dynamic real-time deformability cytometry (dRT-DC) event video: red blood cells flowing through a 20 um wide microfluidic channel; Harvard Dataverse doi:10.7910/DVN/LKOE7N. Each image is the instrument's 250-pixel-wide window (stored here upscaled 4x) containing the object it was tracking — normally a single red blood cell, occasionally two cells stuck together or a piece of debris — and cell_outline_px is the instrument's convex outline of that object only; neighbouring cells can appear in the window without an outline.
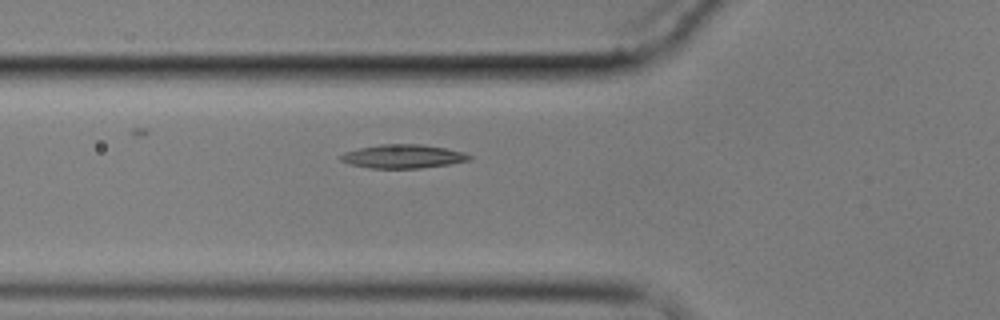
{"species": "common noctule bat (a hibernating species)", "species_latin": "Nyctalus noctula", "temperature_condition": "cold", "stored_images_in_passage": 2, "camera_frame_rate_fps": 3000, "um_per_image_px": 0.085, "animal": {"sex": "male", "body_mass_g": 17.9}, "frame": {"image": 1, "passage_image": 2, "time_ms": 1.333, "image_size_px": [1000, 320], "cell_outline_px": [[472, 156], [468, 160], [448, 164], [420, 168], [368, 168], [348, 164], [340, 160], [340, 156], [344, 152], [360, 148], [380, 144], [420, 144], [444, 148], [464, 152]], "centroid_in_image_um": [34.21, 13.29], "position_along_channel_um": 91.6, "area_um2": 17.63}}